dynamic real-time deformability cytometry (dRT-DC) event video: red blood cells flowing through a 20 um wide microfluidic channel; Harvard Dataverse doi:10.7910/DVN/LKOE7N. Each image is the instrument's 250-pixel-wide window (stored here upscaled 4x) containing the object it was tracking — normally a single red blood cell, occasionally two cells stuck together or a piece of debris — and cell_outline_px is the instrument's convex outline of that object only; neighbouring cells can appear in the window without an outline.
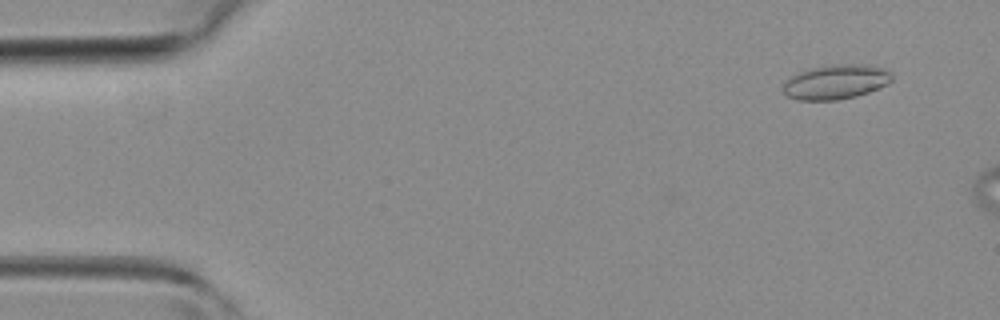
{"species": "common noctule bat (a hibernating species)", "species_latin": "Nyctalus noctula", "temperature_condition": "room temperature", "stored_images_in_passage": 10, "camera_frame_rate_fps": 3000, "um_per_image_px": 0.085, "animal": {"sex": "female", "body_mass_g": 19.3, "forearm_length_mm": 54.1}, "frame": {"image": 1, "passage_image": 4, "time_ms": 1.0, "image_size_px": [1000, 320], "cell_outline_px": [[892, 80], [888, 84], [868, 92], [856, 96], [836, 100], [796, 100], [788, 96], [784, 92], [784, 80], [800, 72], [812, 68], [832, 64], [868, 64], [888, 68], [892, 72]], "centroid_in_image_um": [71.1, 6.95], "position_along_channel_um": 13.9, "area_um2": 22.08}}